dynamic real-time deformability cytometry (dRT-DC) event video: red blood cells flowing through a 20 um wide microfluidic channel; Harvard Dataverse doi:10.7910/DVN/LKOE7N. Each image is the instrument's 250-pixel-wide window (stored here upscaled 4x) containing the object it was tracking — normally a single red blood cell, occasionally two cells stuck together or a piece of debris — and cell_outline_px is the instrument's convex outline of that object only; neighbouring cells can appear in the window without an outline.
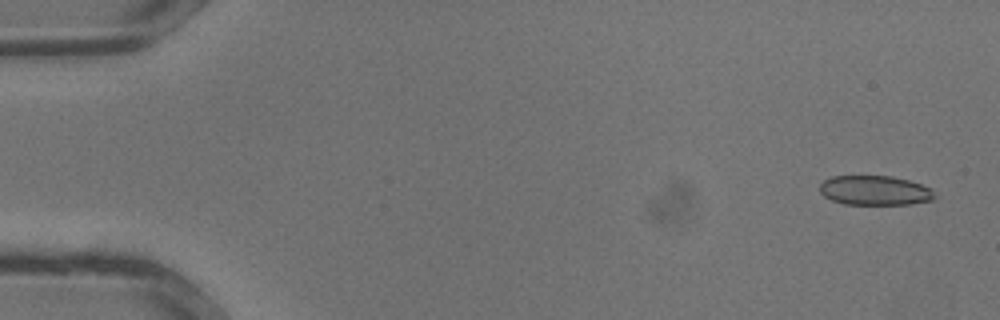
{"species": "common noctule bat (a hibernating species)", "species_latin": "Nyctalus noctula", "temperature_condition": "warm", "stored_images_in_passage": 34, "camera_frame_rate_fps": 3000, "um_per_image_px": 0.085, "animal": {"sex": "male", "body_mass_g": 13.3}, "frame": {"image": 1, "passage_image": 2, "time_ms": 0.333, "image_size_px": [1000, 320], "cell_outline_px": [[936, 196], [932, 200], [912, 204], [844, 204], [832, 200], [824, 196], [820, 192], [820, 184], [824, 180], [832, 176], [892, 176], [908, 180], [932, 188]], "centroid_in_image_um": [74.38, 16.19], "position_along_channel_um": 10.6, "area_um2": 19.83}}
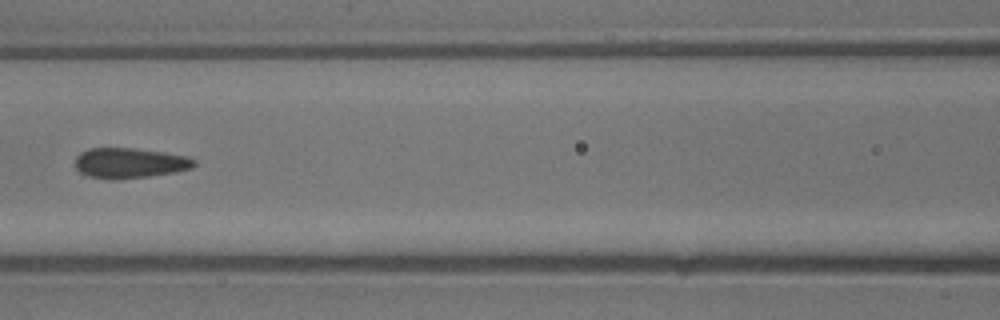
{"frame": {"image": 2, "passage_image": 16, "time_ms": 5.0, "image_size_px": [1000, 320], "cell_outline_px": [[196, 164], [192, 168], [176, 172], [120, 180], [112, 180], [88, 176], [80, 172], [76, 168], [76, 156], [80, 152], [88, 148], [136, 148], [164, 152], [188, 156], [196, 160]], "centroid_in_image_um": [11.03, 13.86], "position_along_channel_um": 155.6, "area_um2": 21.27}}
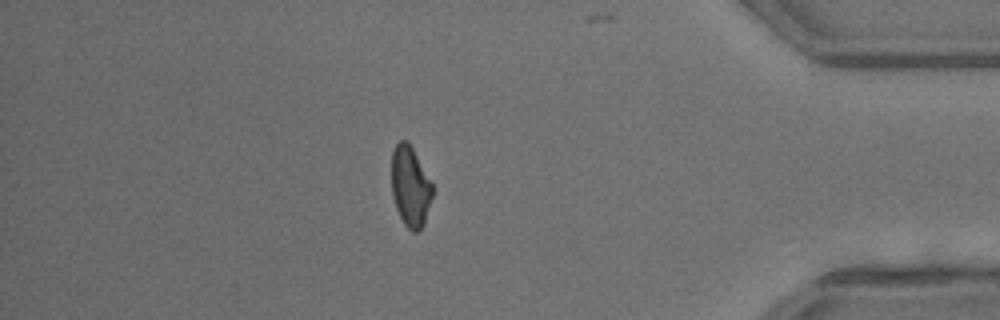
{"frame": {"image": 3, "passage_image": 30, "time_ms": 9.667, "image_size_px": [1000, 320], "cell_outline_px": [[432, 196], [424, 224], [416, 232], [412, 232], [404, 224], [396, 208], [392, 196], [392, 152], [396, 144], [400, 140], [408, 140], [432, 184]], "centroid_in_image_um": [34.86, 15.85], "position_along_channel_um": 400.3, "area_um2": 18.96}}